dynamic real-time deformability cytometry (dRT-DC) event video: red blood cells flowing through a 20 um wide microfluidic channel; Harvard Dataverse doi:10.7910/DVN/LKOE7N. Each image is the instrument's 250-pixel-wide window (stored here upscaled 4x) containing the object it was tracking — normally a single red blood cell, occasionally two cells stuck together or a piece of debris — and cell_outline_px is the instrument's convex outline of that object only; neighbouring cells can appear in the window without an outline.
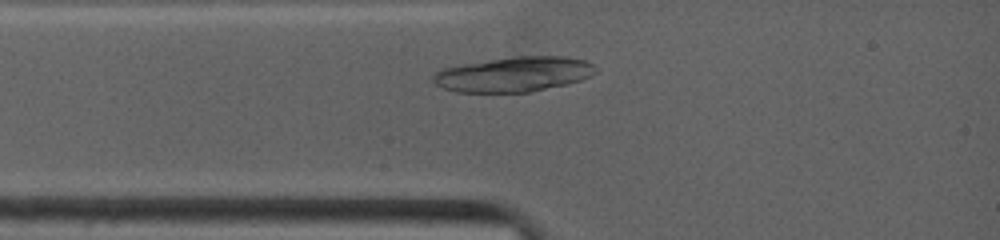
{"species": "common noctule bat (a hibernating species)", "species_latin": "Nyctalus noctula", "temperature_condition": "warm", "stored_images_in_passage": 5, "camera_frame_rate_fps": 4500, "um_per_image_px": 0.085, "animal": {"sex": "female", "body_mass_g": 19.0, "forearm_length_mm": 53.3}, "frame": {"image": 1, "passage_image": 3, "time_ms": 1.556, "image_size_px": [1000, 240], "cell_outline_px": [[596, 72], [580, 80], [564, 84], [528, 92], [456, 92], [444, 88], [436, 84], [432, 80], [432, 76], [440, 68], [488, 60], [516, 56], [568, 56], [584, 60], [592, 64], [596, 68]], "centroid_in_image_um": [43.64, 6.3], "position_along_channel_um": 41.4, "area_um2": 32.83}}
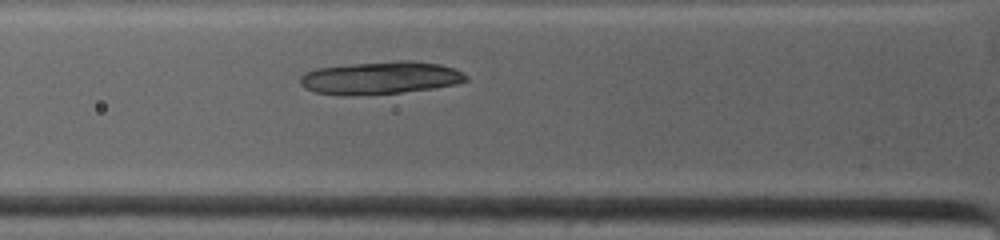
{"frame": {"image": 2, "passage_image": 5, "time_ms": 2.889, "image_size_px": [1000, 240], "cell_outline_px": [[468, 80], [456, 84], [432, 88], [400, 92], [348, 96], [340, 96], [316, 92], [304, 88], [300, 84], [300, 76], [304, 72], [316, 68], [396, 60], [412, 60], [440, 64], [464, 72], [468, 76]], "centroid_in_image_um": [32.32, 6.62], "position_along_channel_um": 93.5, "area_um2": 31.67}}